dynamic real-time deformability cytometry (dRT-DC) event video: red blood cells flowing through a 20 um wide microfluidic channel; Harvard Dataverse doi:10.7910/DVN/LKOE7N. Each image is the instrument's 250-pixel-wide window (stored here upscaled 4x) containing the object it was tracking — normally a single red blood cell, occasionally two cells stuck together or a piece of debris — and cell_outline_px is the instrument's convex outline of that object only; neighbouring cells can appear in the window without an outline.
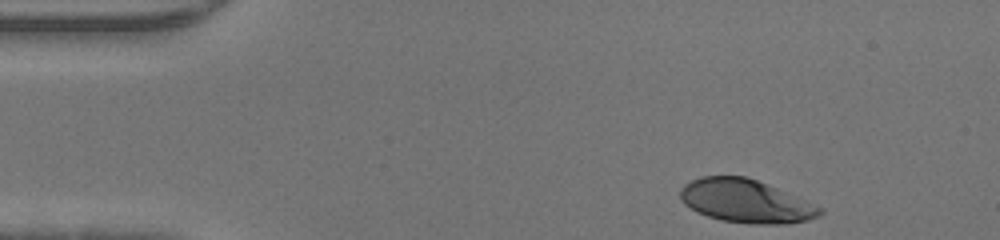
{"species": "human", "species_latin": "Homo sapiens", "temperature_condition": "warm", "stored_images_in_passage": 33, "camera_frame_rate_fps": 3000, "um_per_image_px": 0.085, "donor": {"sex": "male"}, "frame": {"image": 1, "passage_image": 1, "time_ms": 0.0, "image_size_px": [1000, 240], "cell_outline_px": [[824, 212], [820, 216], [808, 220], [788, 224], [752, 224], [720, 220], [696, 212], [684, 204], [680, 200], [680, 188], [684, 184], [692, 180], [704, 176], [748, 176], [804, 200], [820, 208]], "centroid_in_image_um": [63.35, 17.1], "position_along_channel_um": 21.7, "area_um2": 35.08}}
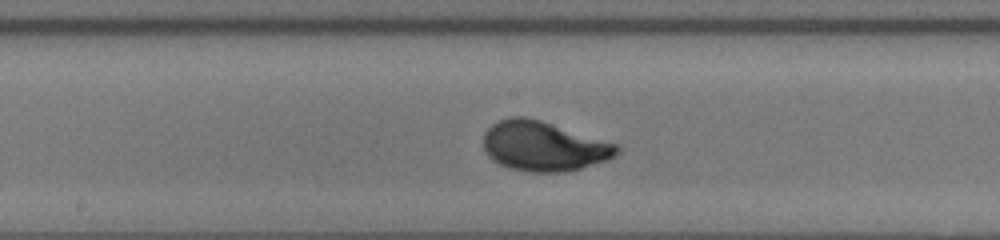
{"frame": {"image": 2, "passage_image": 19, "time_ms": 6.0, "image_size_px": [1000, 240], "cell_outline_px": [[620, 152], [616, 156], [608, 160], [580, 168], [564, 172], [528, 172], [508, 168], [492, 160], [488, 156], [484, 148], [484, 132], [492, 124], [500, 120], [512, 116], [524, 116], [540, 120], [620, 144]], "centroid_in_image_um": [46.24, 12.43], "position_along_channel_um": 202.0, "area_um2": 38.96}}
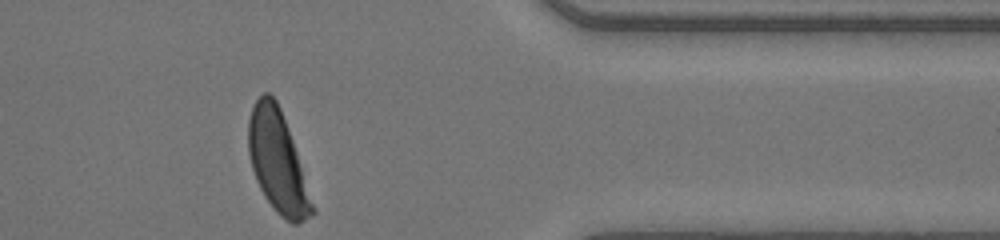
{"frame": {"image": 3, "passage_image": 33, "time_ms": 10.667, "image_size_px": [1000, 240], "cell_outline_px": [[316, 212], [304, 220], [296, 224], [292, 224], [280, 216], [276, 212], [264, 196], [256, 180], [252, 168], [248, 152], [248, 120], [252, 108], [256, 100], [264, 92], [268, 92], [276, 100], [280, 108], [292, 140], [316, 208]], "centroid_in_image_um": [23.6, 13.78], "position_along_channel_um": 387.8, "area_um2": 37.51}}